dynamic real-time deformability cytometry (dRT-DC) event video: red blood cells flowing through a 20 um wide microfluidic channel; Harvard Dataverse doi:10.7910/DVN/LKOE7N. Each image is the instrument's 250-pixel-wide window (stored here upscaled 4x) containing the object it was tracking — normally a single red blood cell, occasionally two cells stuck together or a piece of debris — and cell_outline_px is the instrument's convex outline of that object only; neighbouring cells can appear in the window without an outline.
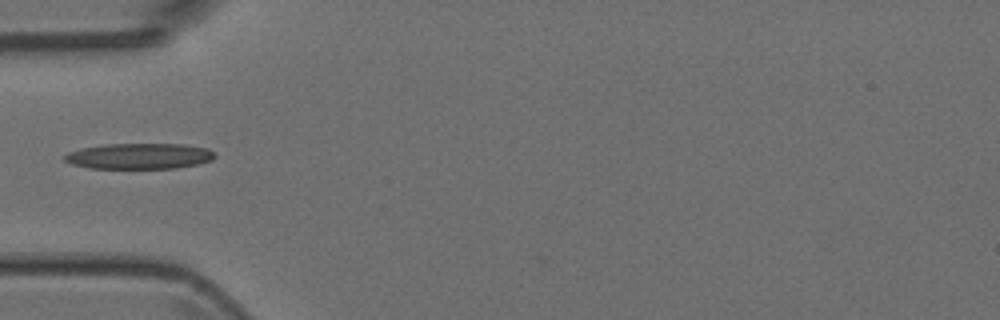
{"species": "Egyptian fruit bat (a non-hibernating species)", "species_latin": "Rousettus aegyptiacus", "temperature_condition": "room temperature", "stored_images_in_passage": 6, "camera_frame_rate_fps": 3000, "um_per_image_px": 0.085, "animal": {"sex": "female"}, "frame": {"image": 1, "passage_image": 6, "time_ms": 1.667, "image_size_px": [1000, 320], "cell_outline_px": [[216, 156], [212, 160], [196, 164], [176, 168], [92, 168], [72, 164], [64, 160], [64, 156], [68, 152], [84, 148], [104, 144], [184, 144], [208, 148]], "centroid_in_image_um": [11.86, 13.26], "position_along_channel_um": 73.1, "area_um2": 22.37}}